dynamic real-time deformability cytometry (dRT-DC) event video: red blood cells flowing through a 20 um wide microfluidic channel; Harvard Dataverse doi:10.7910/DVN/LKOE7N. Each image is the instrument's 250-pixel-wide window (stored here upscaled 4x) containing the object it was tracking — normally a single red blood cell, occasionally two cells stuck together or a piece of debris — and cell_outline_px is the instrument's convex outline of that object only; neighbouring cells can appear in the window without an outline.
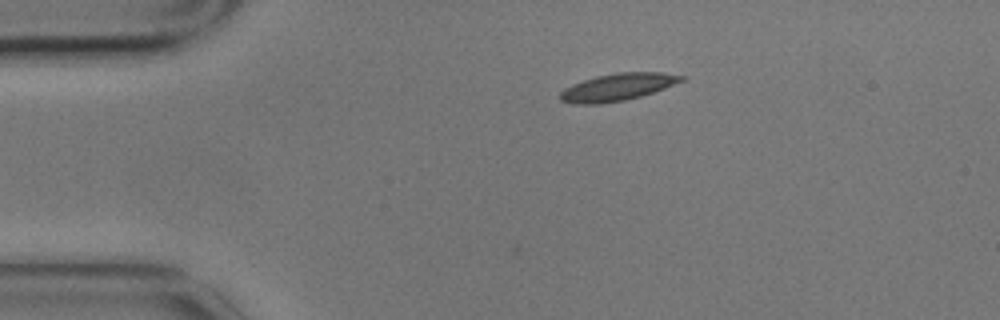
{"species": "common noctule bat (a hibernating species)", "species_latin": "Nyctalus noctula", "temperature_condition": "cold", "stored_images_in_passage": 4, "camera_frame_rate_fps": 3000, "um_per_image_px": 0.085, "animal": {"sex": "male", "body_mass_g": 17.9}, "frame": {"image": 1, "passage_image": 2, "time_ms": 0.333, "image_size_px": [1000, 320], "cell_outline_px": [[688, 76], [684, 80], [664, 88], [640, 96], [624, 100], [600, 104], [572, 104], [560, 100], [560, 92], [564, 88], [572, 84], [596, 76], [616, 72], [664, 72]], "centroid_in_image_um": [52.49, 7.39], "position_along_channel_um": 32.5, "area_um2": 19.31}}